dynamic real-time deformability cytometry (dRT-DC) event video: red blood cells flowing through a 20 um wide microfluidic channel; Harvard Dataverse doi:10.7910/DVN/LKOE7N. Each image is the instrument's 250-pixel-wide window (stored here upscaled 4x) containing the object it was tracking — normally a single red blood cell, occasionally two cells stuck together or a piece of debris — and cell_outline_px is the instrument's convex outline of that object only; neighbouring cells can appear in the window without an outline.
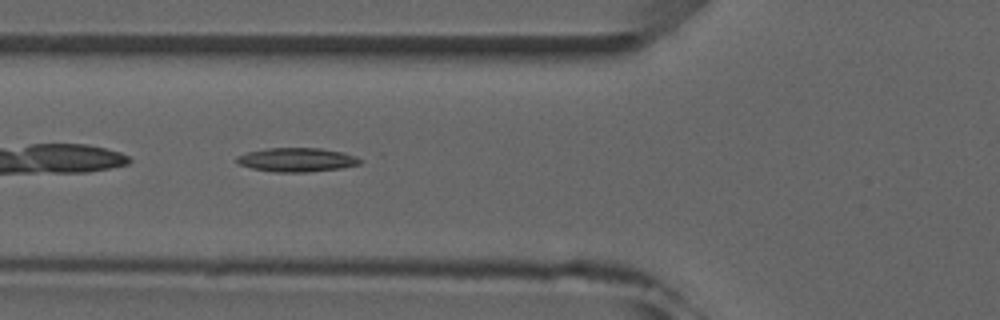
{"species": "common noctule bat (a hibernating species)", "species_latin": "Nyctalus noctula", "temperature_condition": "room temperature", "stored_images_in_passage": 8, "camera_frame_rate_fps": 3000, "um_per_image_px": 0.085, "animal": {"sex": "male", "forearm_length_mm": 52.5}, "frame": {"image": 1, "passage_image": 6, "time_ms": 5.667, "image_size_px": [1000, 320], "cell_outline_px": [[360, 164], [340, 168], [304, 172], [276, 172], [252, 168], [240, 164], [236, 160], [236, 156], [248, 152], [268, 148], [320, 148], [344, 152], [356, 156], [360, 160]], "centroid_in_image_um": [25.23, 13.57], "position_along_channel_um": 100.6, "area_um2": 16.99}}
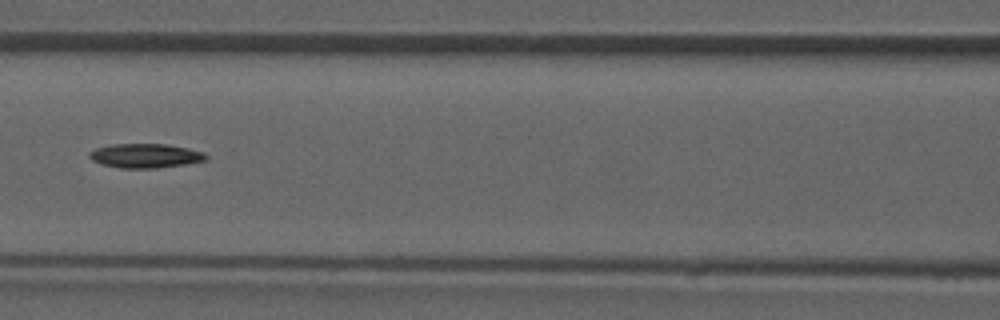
{"frame": {"image": 2, "passage_image": 7, "time_ms": 7.0, "image_size_px": [1000, 320], "cell_outline_px": [[208, 160], [184, 164], [156, 168], [120, 168], [100, 164], [92, 160], [88, 156], [88, 152], [96, 148], [112, 144], [168, 144], [188, 148], [204, 152], [208, 156]], "centroid_in_image_um": [12.35, 13.23], "position_along_channel_um": 154.3, "area_um2": 16.59}}